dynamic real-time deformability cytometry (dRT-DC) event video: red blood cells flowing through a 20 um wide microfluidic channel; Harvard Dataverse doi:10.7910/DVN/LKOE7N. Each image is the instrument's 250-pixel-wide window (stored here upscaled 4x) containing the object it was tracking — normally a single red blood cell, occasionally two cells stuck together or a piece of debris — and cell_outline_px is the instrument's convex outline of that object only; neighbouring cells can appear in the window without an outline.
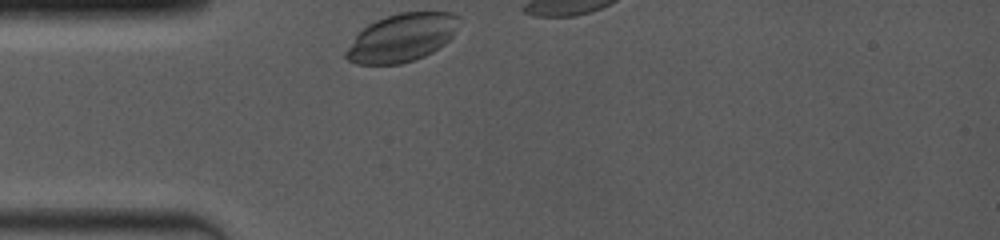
{"species": "common noctule bat (a hibernating species)", "species_latin": "Nyctalus noctula", "temperature_condition": "room temperature", "stored_images_in_passage": 8, "camera_frame_rate_fps": 4000, "um_per_image_px": 0.085, "animal": {"sex": "female", "body_mass_g": 19.0, "forearm_length_mm": 53.3}, "frame": {"image": 1, "passage_image": 1, "time_ms": 0.0, "image_size_px": [1000, 240], "cell_outline_px": [[460, 16], [452, 36], [444, 44], [432, 52], [424, 56], [400, 64], [356, 64], [348, 60], [344, 56], [344, 52], [356, 36], [368, 24], [376, 20], [400, 12], [452, 12]], "centroid_in_image_um": [34.14, 3.2], "position_along_channel_um": 50.9, "area_um2": 31.33}}